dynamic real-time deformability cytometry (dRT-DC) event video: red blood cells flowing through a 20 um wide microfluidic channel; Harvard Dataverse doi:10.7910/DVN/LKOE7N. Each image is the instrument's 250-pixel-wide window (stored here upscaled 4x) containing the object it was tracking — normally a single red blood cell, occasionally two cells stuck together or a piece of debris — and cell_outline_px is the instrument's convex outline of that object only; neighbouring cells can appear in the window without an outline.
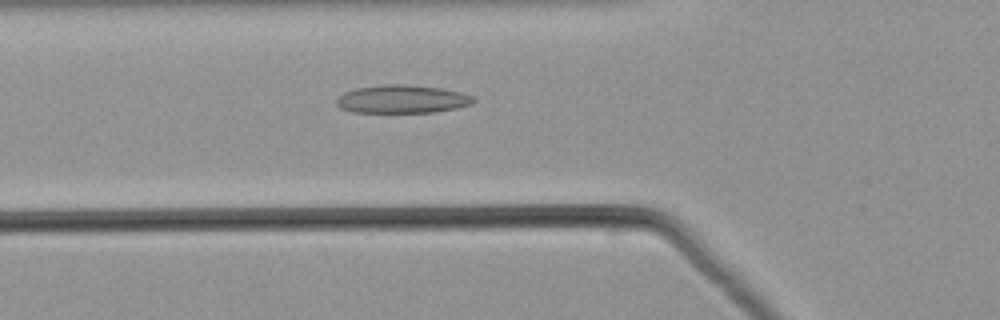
{"species": "common noctule bat (a hibernating species)", "species_latin": "Nyctalus noctula", "temperature_condition": "warm", "stored_images_in_passage": 45, "camera_frame_rate_fps": 3000, "um_per_image_px": 0.085, "animal": {"sex": "male", "body_mass_g": 21.5, "forearm_length_mm": 52.0}, "frame": {"image": 1, "passage_image": 12, "time_ms": 3.667, "image_size_px": [1000, 320], "cell_outline_px": [[476, 100], [472, 104], [456, 108], [436, 112], [352, 112], [340, 108], [336, 104], [336, 100], [344, 92], [356, 88], [384, 84], [404, 84], [440, 88], [464, 92], [472, 96]], "centroid_in_image_um": [34.2, 8.42], "position_along_channel_um": 91.6, "area_um2": 22.54}}
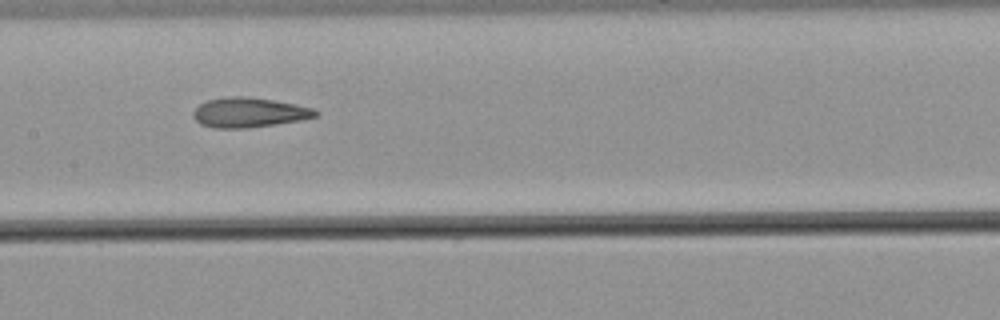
{"frame": {"image": 2, "passage_image": 19, "time_ms": 6.0, "image_size_px": [1000, 320], "cell_outline_px": [[320, 112], [316, 116], [300, 120], [244, 128], [212, 128], [200, 124], [192, 116], [192, 112], [204, 100], [224, 96], [244, 96], [272, 100], [312, 108]], "centroid_in_image_um": [21.08, 9.55], "position_along_channel_um": 186.3, "area_um2": 21.1}}
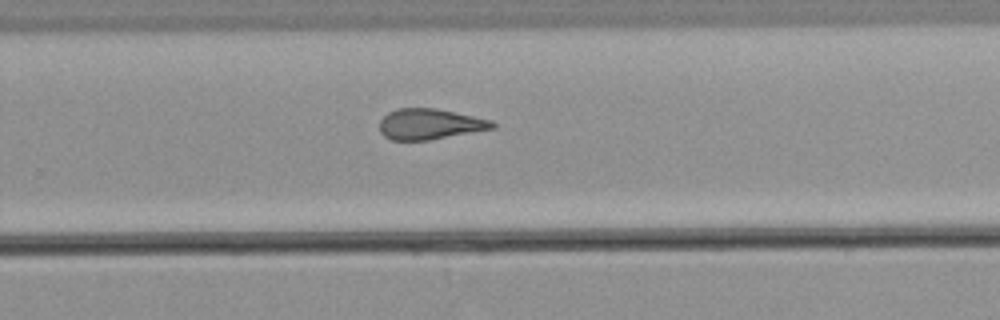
{"frame": {"image": 3, "passage_image": 27, "time_ms": 8.667, "image_size_px": [1000, 320], "cell_outline_px": [[496, 128], [428, 140], [392, 140], [384, 136], [380, 132], [380, 120], [388, 112], [396, 108], [436, 108], [492, 120], [496, 124]], "centroid_in_image_um": [36.53, 10.54], "position_along_channel_um": 293.3, "area_um2": 20.17}}